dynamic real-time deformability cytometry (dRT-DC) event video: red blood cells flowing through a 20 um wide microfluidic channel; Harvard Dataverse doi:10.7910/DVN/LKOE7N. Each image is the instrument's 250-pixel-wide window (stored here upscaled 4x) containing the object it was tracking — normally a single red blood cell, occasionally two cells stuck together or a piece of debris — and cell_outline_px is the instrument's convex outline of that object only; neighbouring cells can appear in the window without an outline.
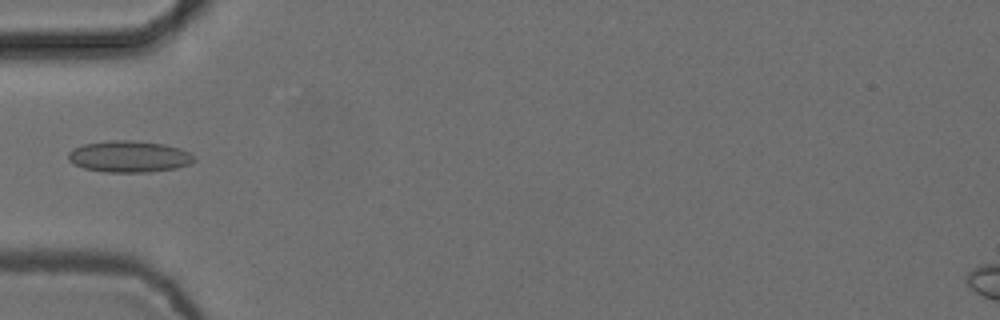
{"species": "common noctule bat (a hibernating species)", "species_latin": "Nyctalus noctula", "temperature_condition": "cold", "stored_images_in_passage": 5, "camera_frame_rate_fps": 3000, "um_per_image_px": 0.085, "animal": {"sex": "female", "body_mass_g": 24.6, "forearm_length_mm": 56.2}, "frame": {"image": 1, "passage_image": 4, "time_ms": 1.0, "image_size_px": [1000, 320], "cell_outline_px": [[196, 160], [192, 164], [176, 168], [148, 172], [104, 172], [84, 168], [72, 164], [68, 160], [68, 152], [72, 148], [84, 144], [108, 140], [136, 140], [164, 144], [180, 148], [192, 152], [196, 156]], "centroid_in_image_um": [11.0, 13.3], "position_along_channel_um": 74.0, "area_um2": 23.58}}
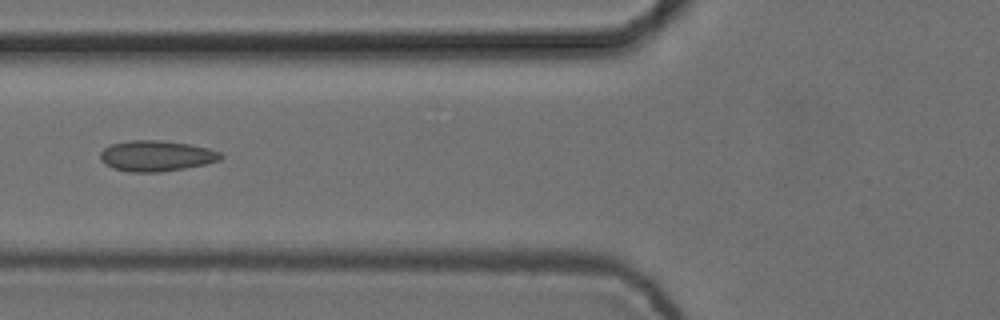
{"frame": {"image": 2, "passage_image": 5, "time_ms": 1.333, "image_size_px": [1000, 320], "cell_outline_px": [[224, 156], [220, 160], [204, 164], [184, 168], [160, 172], [128, 172], [112, 168], [104, 164], [100, 160], [100, 152], [104, 148], [112, 144], [132, 140], [160, 140], [188, 144], [208, 148], [220, 152]], "centroid_in_image_um": [13.26, 13.25], "position_along_channel_um": 112.5, "area_um2": 21.56}}